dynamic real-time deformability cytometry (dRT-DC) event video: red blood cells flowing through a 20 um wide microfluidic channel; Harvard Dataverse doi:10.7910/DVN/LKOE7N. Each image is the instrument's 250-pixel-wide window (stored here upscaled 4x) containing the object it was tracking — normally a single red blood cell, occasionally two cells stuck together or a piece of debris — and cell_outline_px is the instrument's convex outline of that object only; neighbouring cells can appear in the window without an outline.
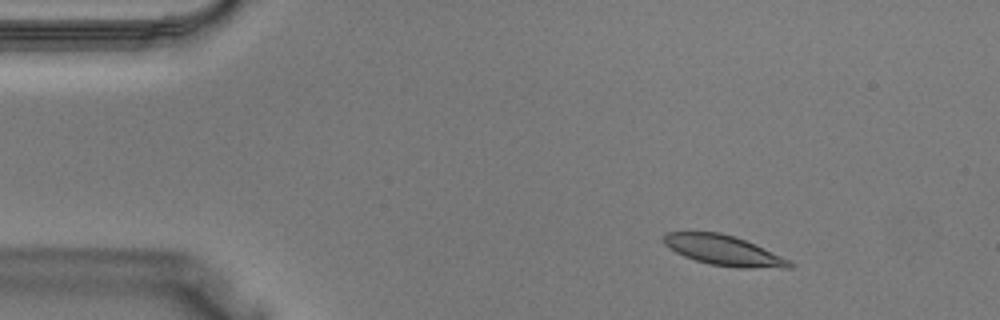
{"species": "Egyptian fruit bat (a non-hibernating species)", "species_latin": "Rousettus aegyptiacus", "temperature_condition": "warm", "stored_images_in_passage": 36, "segment_of_instrument_passage": [1, 2], "camera_frame_rate_fps": 3000, "um_per_image_px": 0.085, "animal": {"sex": "male"}, "frame": {"image": 1, "passage_image": 1, "time_ms": 0.0, "image_size_px": [1000, 320], "cell_outline_px": [[792, 268], [736, 268], [708, 264], [684, 256], [676, 252], [664, 244], [664, 236], [668, 232], [720, 232], [736, 236], [792, 260]], "centroid_in_image_um": [61.56, 21.29], "position_along_channel_um": 23.4, "area_um2": 22.2}}
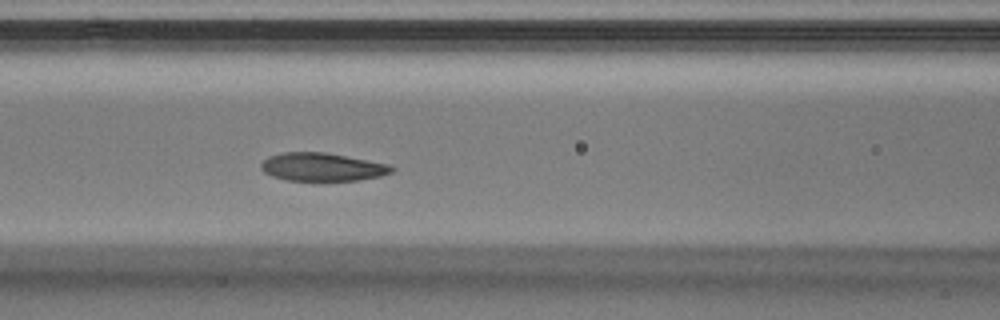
{"frame": {"image": 2, "passage_image": 12, "time_ms": 3.667, "image_size_px": [1000, 320], "cell_outline_px": [[396, 168], [392, 172], [380, 176], [360, 180], [288, 180], [272, 176], [264, 172], [260, 168], [260, 164], [268, 156], [284, 152], [324, 152], [388, 164]], "centroid_in_image_um": [27.37, 14.19], "position_along_channel_um": 139.2, "area_um2": 21.27}}
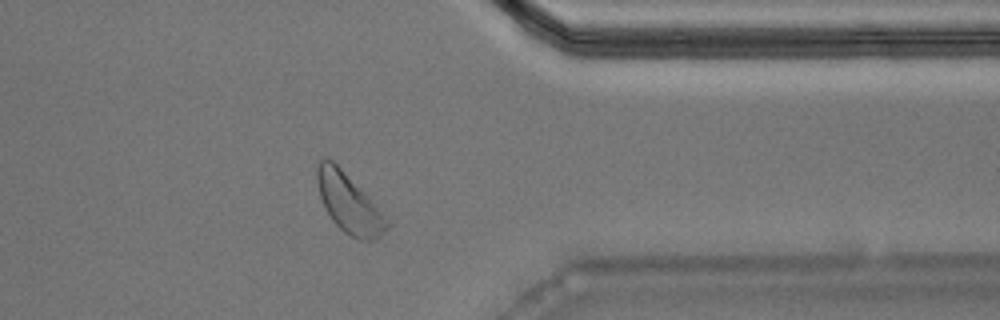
{"frame": {"image": 3, "passage_image": 27, "time_ms": 8.667, "image_size_px": [1000, 320], "cell_outline_px": [[392, 224], [388, 228], [372, 240], [360, 240], [344, 232], [332, 220], [324, 208], [320, 196], [316, 180], [316, 168], [320, 160], [324, 156], [332, 160], [368, 196]], "centroid_in_image_um": [29.63, 17.26], "position_along_channel_um": 381.8, "area_um2": 23.76}}